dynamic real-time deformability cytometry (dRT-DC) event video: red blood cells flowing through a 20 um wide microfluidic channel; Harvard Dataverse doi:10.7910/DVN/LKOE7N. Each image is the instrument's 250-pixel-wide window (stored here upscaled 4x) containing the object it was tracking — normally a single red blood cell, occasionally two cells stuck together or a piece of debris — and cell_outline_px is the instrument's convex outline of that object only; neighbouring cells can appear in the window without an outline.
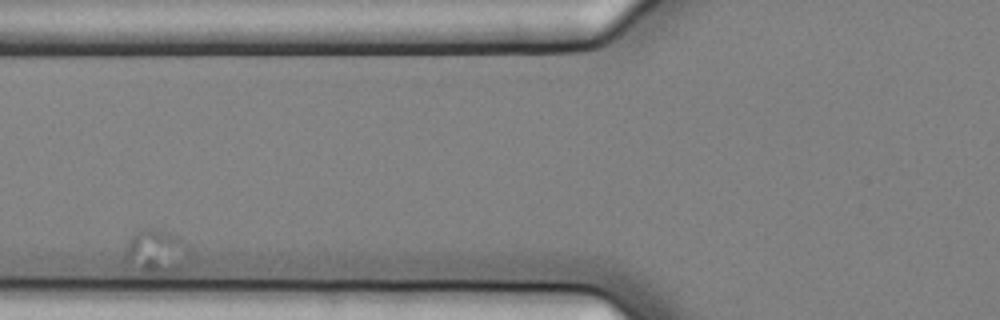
{"species": "common noctule bat (a hibernating species)", "species_latin": "Nyctalus noctula", "temperature_condition": "cold", "stored_images_in_passage": 5, "camera_frame_rate_fps": 3000, "um_per_image_px": 0.085, "animal": {"sex": "female", "body_mass_g": 25.1}, "frame": {"image": 1, "passage_image": 2, "time_ms": 0.333, "image_size_px": [1000, 320], "cell_outline_px": [[188, 244], [180, 268], [176, 272], [144, 272], [124, 260], [124, 252], [132, 236], [140, 228], [160, 228], [180, 236]], "centroid_in_image_um": [13.24, 21.31], "position_along_channel_um": 112.6, "area_um2": 16.07}}
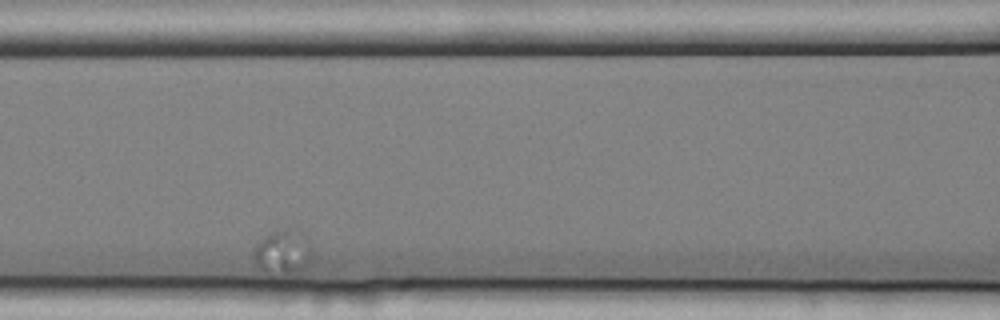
{"frame": {"image": 2, "passage_image": 3, "time_ms": 0.667, "image_size_px": [1000, 320], "cell_outline_px": [[312, 252], [304, 268], [284, 276], [268, 276], [256, 264], [252, 252], [256, 244], [264, 236], [272, 232], [288, 228], [300, 232], [308, 236]], "centroid_in_image_um": [24.01, 21.46], "position_along_channel_um": 142.6, "area_um2": 15.43}}